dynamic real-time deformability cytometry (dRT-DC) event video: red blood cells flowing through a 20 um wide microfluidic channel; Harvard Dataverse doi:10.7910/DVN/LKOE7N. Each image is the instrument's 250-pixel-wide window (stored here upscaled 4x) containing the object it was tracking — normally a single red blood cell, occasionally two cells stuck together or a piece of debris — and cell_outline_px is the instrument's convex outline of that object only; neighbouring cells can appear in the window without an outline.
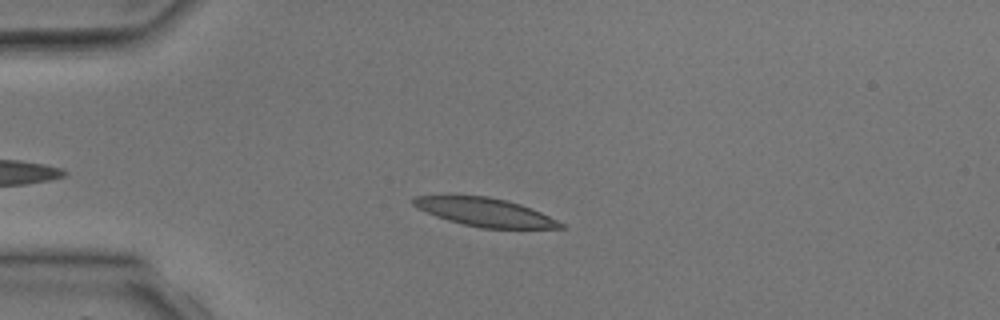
{"species": "common noctule bat (a hibernating species)", "species_latin": "Nyctalus noctula", "temperature_condition": "room temperature", "stored_images_in_passage": 3, "camera_frame_rate_fps": 3000, "um_per_image_px": 0.085, "animal": {"sex": "male", "body_mass_g": 17.9, "forearm_length_mm": 54.2}, "frame": {"image": 1, "passage_image": 3, "time_ms": 2.333, "image_size_px": [1000, 320], "cell_outline_px": [[568, 228], [480, 228], [448, 220], [436, 216], [416, 208], [412, 204], [412, 196], [488, 196], [520, 204], [540, 212], [564, 224]], "centroid_in_image_um": [41.2, 18.04], "position_along_channel_um": 43.8, "area_um2": 23.99}}